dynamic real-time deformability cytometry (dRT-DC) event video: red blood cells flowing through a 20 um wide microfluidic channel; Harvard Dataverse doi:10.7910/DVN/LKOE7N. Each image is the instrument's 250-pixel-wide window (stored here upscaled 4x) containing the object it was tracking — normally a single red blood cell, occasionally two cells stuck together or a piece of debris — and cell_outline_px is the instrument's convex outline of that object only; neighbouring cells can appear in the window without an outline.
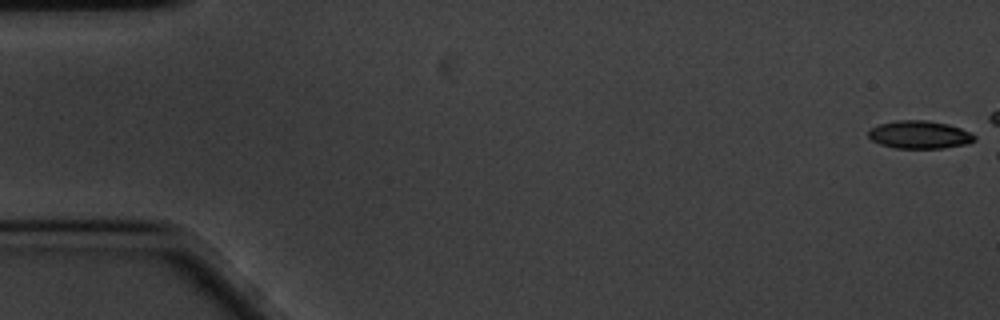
{"species": "common noctule bat (a hibernating species)", "species_latin": "Nyctalus noctula", "temperature_condition": "cold", "stored_images_in_passage": 15, "camera_frame_rate_fps": 3000, "um_per_image_px": 0.085, "animal": {"sex": "male", "body_mass_g": 20.1, "forearm_length_mm": 53.5}, "frame": {"image": 1, "passage_image": 1, "time_ms": 0.0, "image_size_px": [1000, 320], "cell_outline_px": [[976, 140], [968, 144], [944, 148], [896, 148], [880, 144], [872, 140], [868, 136], [868, 132], [872, 128], [880, 124], [896, 120], [928, 120], [948, 124], [960, 128], [976, 136]], "centroid_in_image_um": [78.18, 11.45], "position_along_channel_um": 6.8, "area_um2": 17.22}}